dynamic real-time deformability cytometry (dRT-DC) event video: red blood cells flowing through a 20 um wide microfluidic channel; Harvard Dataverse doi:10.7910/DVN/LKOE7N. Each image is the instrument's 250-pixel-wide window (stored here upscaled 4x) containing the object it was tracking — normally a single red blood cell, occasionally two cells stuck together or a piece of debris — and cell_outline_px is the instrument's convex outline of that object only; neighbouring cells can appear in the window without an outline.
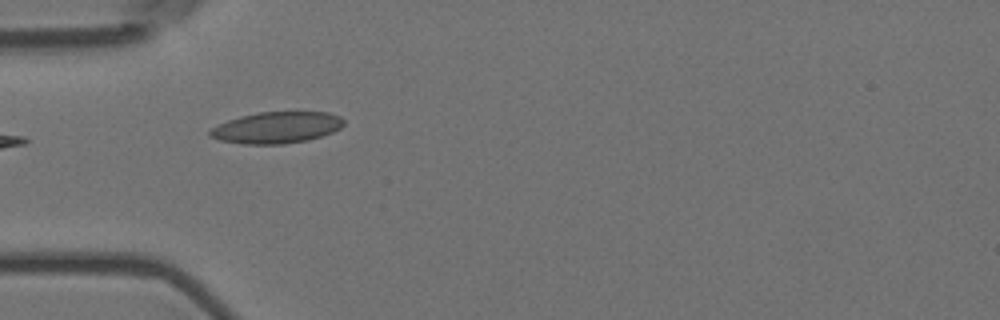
{"species": "Egyptian fruit bat (a non-hibernating species)", "species_latin": "Rousettus aegyptiacus", "temperature_condition": "room temperature", "stored_images_in_passage": 6, "camera_frame_rate_fps": 3000, "um_per_image_px": 0.085, "animal": {"sex": "female"}, "frame": {"image": 1, "passage_image": 5, "time_ms": 1.333, "image_size_px": [1000, 320], "cell_outline_px": [[344, 124], [340, 128], [332, 132], [308, 140], [284, 144], [244, 144], [220, 140], [208, 136], [208, 132], [212, 128], [228, 120], [240, 116], [260, 112], [328, 112], [340, 116], [344, 120]], "centroid_in_image_um": [23.52, 10.84], "position_along_channel_um": 61.5, "area_um2": 24.45}}
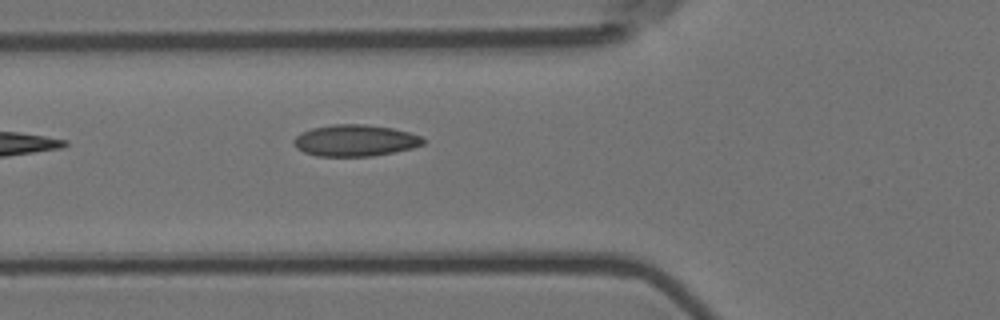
{"frame": {"image": 2, "passage_image": 6, "time_ms": 1.667, "image_size_px": [1000, 320], "cell_outline_px": [[424, 144], [412, 148], [372, 156], [316, 156], [304, 152], [296, 148], [292, 140], [300, 132], [312, 128], [332, 124], [364, 124], [392, 128], [408, 132], [420, 136], [424, 140]], "centroid_in_image_um": [30.14, 11.94], "position_along_channel_um": 95.7, "area_um2": 23.76}}